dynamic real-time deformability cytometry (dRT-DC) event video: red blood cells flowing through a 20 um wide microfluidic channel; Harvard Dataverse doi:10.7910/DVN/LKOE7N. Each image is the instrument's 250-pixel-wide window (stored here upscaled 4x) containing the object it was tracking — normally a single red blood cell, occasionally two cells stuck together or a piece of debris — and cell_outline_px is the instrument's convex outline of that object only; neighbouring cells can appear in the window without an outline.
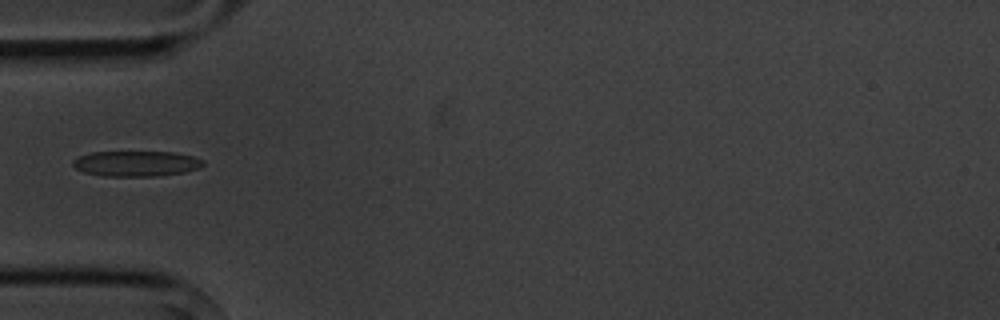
{"species": "common noctule bat (a hibernating species)", "species_latin": "Nyctalus noctula", "temperature_condition": "cold", "stored_images_in_passage": 5, "camera_frame_rate_fps": 3000, "um_per_image_px": 0.085, "animal": {"sex": "male", "body_mass_g": 20.1, "forearm_length_mm": 53.5}, "frame": {"image": 1, "passage_image": 5, "time_ms": 4.667, "image_size_px": [1000, 320], "cell_outline_px": [[204, 164], [200, 168], [184, 172], [156, 176], [104, 176], [84, 172], [76, 168], [72, 164], [72, 160], [80, 156], [92, 152], [176, 152], [192, 156], [204, 160]], "centroid_in_image_um": [11.59, 13.9], "position_along_channel_um": 73.4, "area_um2": 19.31}}